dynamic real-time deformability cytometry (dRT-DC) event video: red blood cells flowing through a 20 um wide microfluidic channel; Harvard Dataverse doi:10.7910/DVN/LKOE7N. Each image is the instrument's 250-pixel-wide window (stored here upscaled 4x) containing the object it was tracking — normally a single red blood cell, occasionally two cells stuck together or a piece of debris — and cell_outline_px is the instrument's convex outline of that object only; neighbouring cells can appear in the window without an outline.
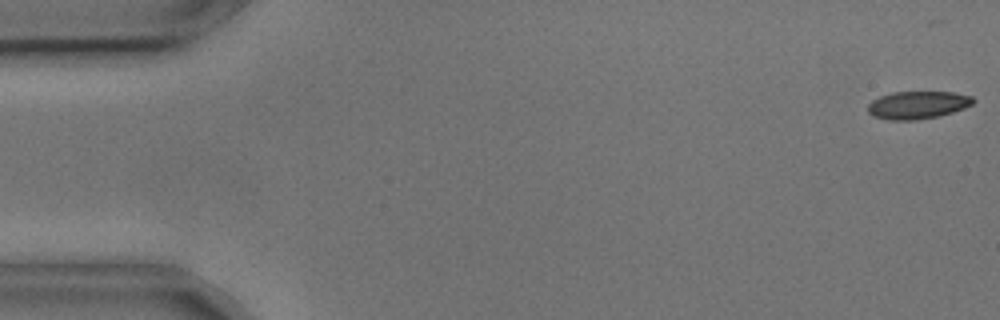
{"species": "common noctule bat (a hibernating species)", "species_latin": "Nyctalus noctula", "temperature_condition": "cold", "stored_images_in_passage": 6, "camera_frame_rate_fps": 3000, "um_per_image_px": 0.085, "animal": {"sex": "male", "body_mass_g": 17.9, "forearm_length_mm": 54.2}, "frame": {"image": 1, "passage_image": 1, "time_ms": 0.0, "image_size_px": [1000, 320], "cell_outline_px": [[976, 100], [972, 104], [964, 108], [940, 116], [916, 120], [888, 120], [872, 116], [868, 112], [868, 104], [872, 100], [880, 96], [892, 92], [952, 92], [972, 96]], "centroid_in_image_um": [77.99, 8.93], "position_along_channel_um": 7.0, "area_um2": 17.11}}